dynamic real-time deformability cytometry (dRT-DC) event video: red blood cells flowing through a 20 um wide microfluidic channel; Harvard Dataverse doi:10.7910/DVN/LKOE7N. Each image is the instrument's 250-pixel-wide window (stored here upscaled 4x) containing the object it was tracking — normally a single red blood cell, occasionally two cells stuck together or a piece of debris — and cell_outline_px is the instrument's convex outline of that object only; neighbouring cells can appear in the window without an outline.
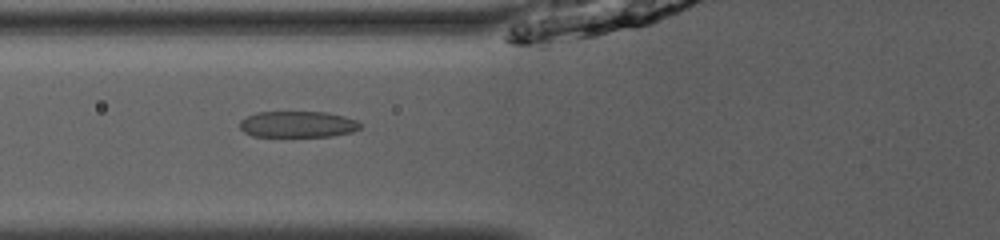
{"species": "common noctule bat (a hibernating species)", "species_latin": "Nyctalus noctula", "temperature_condition": "room temperature", "stored_images_in_passage": 52, "camera_frame_rate_fps": 3000, "um_per_image_px": 0.085, "animal": {"sex": "male", "body_mass_g": 13.0, "forearm_length_mm": 53.1}, "frame": {"image": 1, "passage_image": 22, "time_ms": 7.0, "image_size_px": [1000, 240], "cell_outline_px": [[364, 124], [360, 128], [352, 132], [332, 136], [252, 136], [244, 132], [240, 128], [240, 120], [256, 112], [328, 112], [344, 116], [356, 120]], "centroid_in_image_um": [25.33, 10.56], "position_along_channel_um": 100.5, "area_um2": 18.5}}
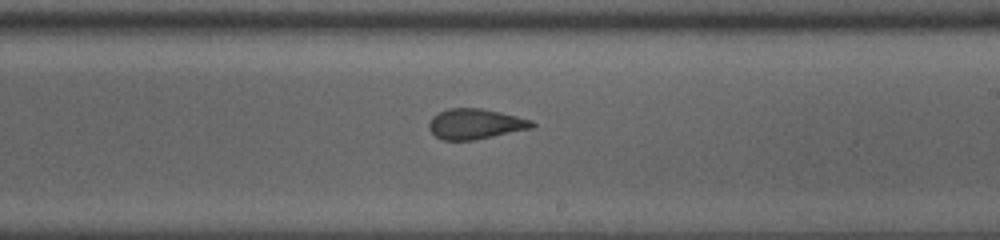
{"frame": {"image": 2, "passage_image": 33, "time_ms": 10.667, "image_size_px": [1000, 240], "cell_outline_px": [[536, 124], [532, 128], [472, 140], [444, 140], [436, 136], [428, 128], [428, 124], [432, 116], [448, 108], [480, 108], [500, 112], [532, 120]], "centroid_in_image_um": [40.39, 10.53], "position_along_channel_um": 248.6, "area_um2": 18.03}}
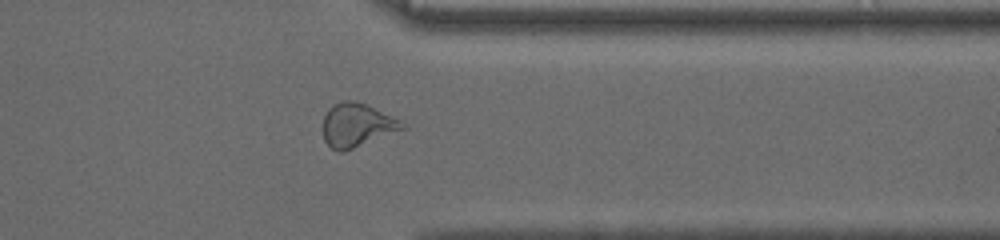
{"frame": {"image": 3, "passage_image": 43, "time_ms": 14.0, "image_size_px": [1000, 240], "cell_outline_px": [[408, 128], [344, 152], [340, 152], [332, 148], [324, 140], [324, 116], [328, 108], [332, 104], [344, 100], [356, 100], [392, 116], [408, 124]], "centroid_in_image_um": [30.37, 10.63], "position_along_channel_um": 381.0, "area_um2": 20.35}, "authors_computed_cell_mechanics": {"area_um2": 20.4612, "velocity_mm_per_s": 4.0133, "shape_relaxation_time_tau1_ms": 4.9463, "shape_relaxation_time_tau2_ms": 1.175, "deformation_change_tau1": 0.1768, "deformation_change_tau2": 0.0871}}